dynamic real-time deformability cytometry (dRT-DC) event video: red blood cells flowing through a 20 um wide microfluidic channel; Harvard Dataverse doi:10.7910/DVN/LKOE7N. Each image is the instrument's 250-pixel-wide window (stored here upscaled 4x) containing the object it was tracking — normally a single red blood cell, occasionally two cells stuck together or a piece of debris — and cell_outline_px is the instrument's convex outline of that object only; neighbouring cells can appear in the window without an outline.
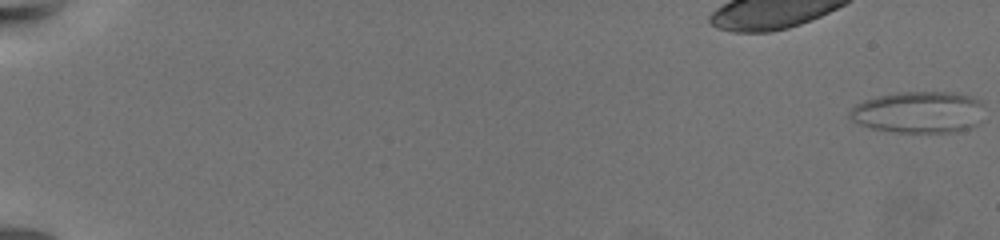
{"species": "common noctule bat (a hibernating species)", "species_latin": "Nyctalus noctula", "temperature_condition": "warm", "stored_images_in_passage": 66, "camera_frame_rate_fps": 3000, "um_per_image_px": 0.085, "animal": {"sex": "female", "body_mass_g": 19.5, "forearm_length_mm": 54.1}, "frame": {"image": 1, "passage_image": 1, "time_ms": 0.0, "image_size_px": [1000, 240], "cell_outline_px": [[976, 100], [964, 128], [944, 132], [900, 132], [872, 128], [848, 116], [852, 108], [856, 104], [868, 100], [884, 96], [908, 92], [940, 92], [964, 96]], "centroid_in_image_um": [77.78, 9.53], "position_along_channel_um": 7.2, "area_um2": 29.25}}
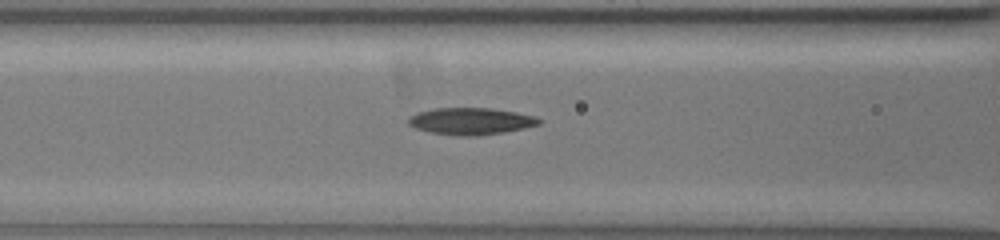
{"frame": {"image": 2, "passage_image": 32, "time_ms": 10.333, "image_size_px": [1000, 240], "cell_outline_px": [[540, 124], [504, 132], [476, 136], [464, 136], [432, 132], [416, 128], [408, 124], [408, 120], [412, 116], [420, 112], [436, 108], [492, 108], [516, 112], [532, 116], [540, 120]], "centroid_in_image_um": [40.03, 10.3], "position_along_channel_um": 126.6, "area_um2": 20.0}}
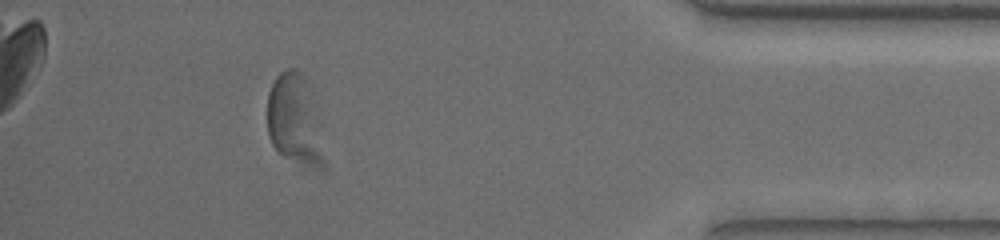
{"frame": {"image": 3, "passage_image": 61, "time_ms": 20.0, "image_size_px": [1000, 240], "cell_outline_px": [[304, 76], [296, 152], [280, 152], [272, 144], [268, 136], [268, 96], [272, 84], [276, 76], [280, 72], [288, 68], [296, 68]], "centroid_in_image_um": [24.25, 9.32], "position_along_channel_um": 411.0, "area_um2": 17.57}, "authors_computed_cell_mechanics": {"area_um2": 20.4034, "velocity_mm_per_s": 3.3366, "shape_relaxation_time_tau1_ms": null, "shape_relaxation_time_tau2_ms": 2.0643, "deformation_change_tau1": null, "deformation_change_tau2": 0.0914}}